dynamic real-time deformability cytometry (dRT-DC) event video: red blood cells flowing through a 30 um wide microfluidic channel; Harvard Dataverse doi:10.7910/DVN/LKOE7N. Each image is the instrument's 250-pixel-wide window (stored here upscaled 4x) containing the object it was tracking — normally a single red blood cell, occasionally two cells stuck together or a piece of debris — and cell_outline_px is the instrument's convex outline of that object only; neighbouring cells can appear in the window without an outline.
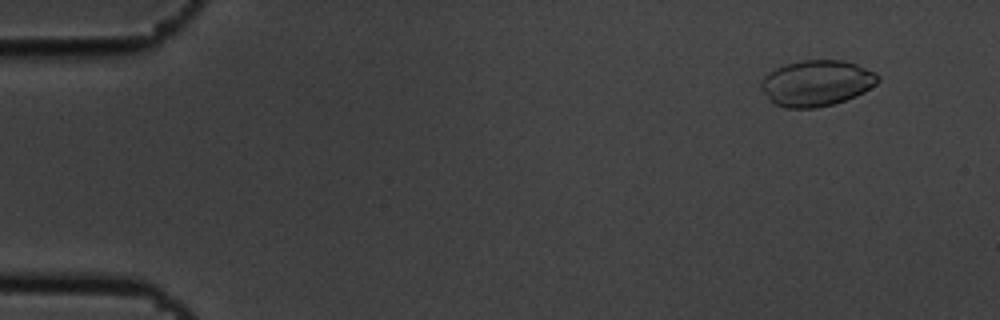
{"species": "common noctule bat (a hibernating species)", "species_latin": "Nyctalus noctula", "temperature_condition": "cold", "stored_images_in_passage": 6, "camera_frame_rate_fps": 3000, "um_per_image_px": 0.085, "animal": {"sex": "male", "body_mass_g": 19.5, "forearm_length_mm": 54.6}, "frame": {"image": 1, "passage_image": 1, "time_ms": 0.0, "image_size_px": [1000, 320], "cell_outline_px": [[880, 80], [876, 84], [864, 92], [856, 96], [832, 104], [816, 108], [788, 108], [776, 104], [760, 88], [760, 80], [764, 76], [776, 68], [784, 64], [804, 60], [844, 60], [856, 64], [876, 72], [880, 76]], "centroid_in_image_um": [69.43, 7.05], "position_along_channel_um": 15.6, "area_um2": 31.21}}
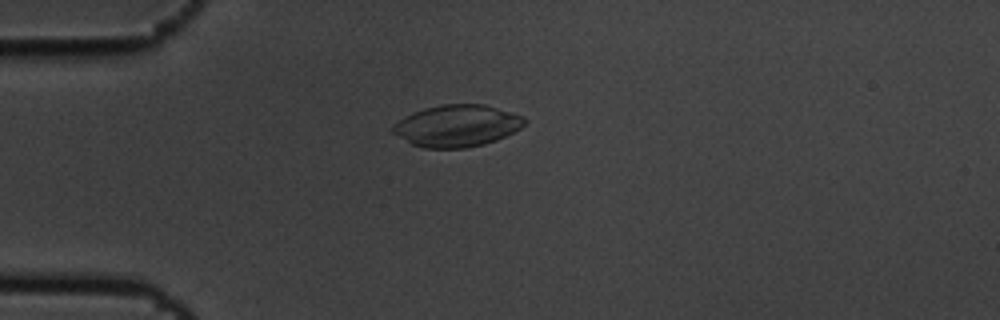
{"frame": {"image": 2, "passage_image": 4, "time_ms": 1.0, "image_size_px": [1000, 320], "cell_outline_px": [[528, 120], [520, 128], [496, 140], [484, 144], [464, 148], [424, 148], [412, 144], [392, 132], [392, 128], [400, 120], [412, 112], [424, 108], [440, 104], [484, 104], [524, 116]], "centroid_in_image_um": [38.86, 10.68], "position_along_channel_um": 46.1, "area_um2": 31.91}}
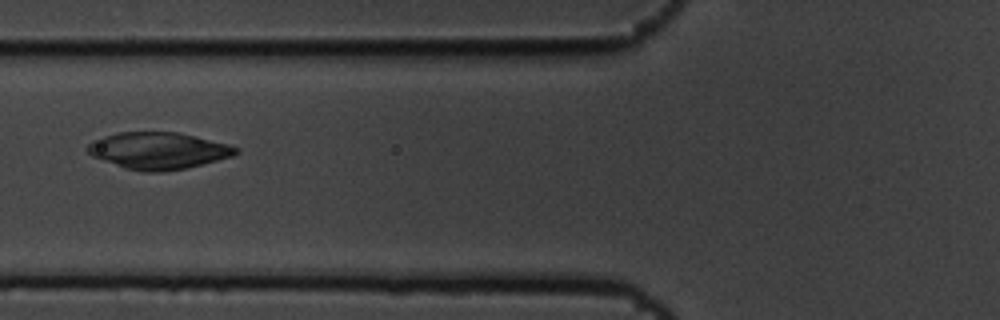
{"frame": {"image": 3, "passage_image": 6, "time_ms": 1.667, "image_size_px": [1000, 320], "cell_outline_px": [[240, 152], [232, 156], [188, 168], [160, 172], [144, 172], [128, 168], [92, 156], [88, 152], [88, 144], [92, 140], [104, 136], [120, 132], [176, 132], [228, 144], [240, 148]], "centroid_in_image_um": [13.49, 12.8], "position_along_channel_um": 112.3, "area_um2": 31.44}}